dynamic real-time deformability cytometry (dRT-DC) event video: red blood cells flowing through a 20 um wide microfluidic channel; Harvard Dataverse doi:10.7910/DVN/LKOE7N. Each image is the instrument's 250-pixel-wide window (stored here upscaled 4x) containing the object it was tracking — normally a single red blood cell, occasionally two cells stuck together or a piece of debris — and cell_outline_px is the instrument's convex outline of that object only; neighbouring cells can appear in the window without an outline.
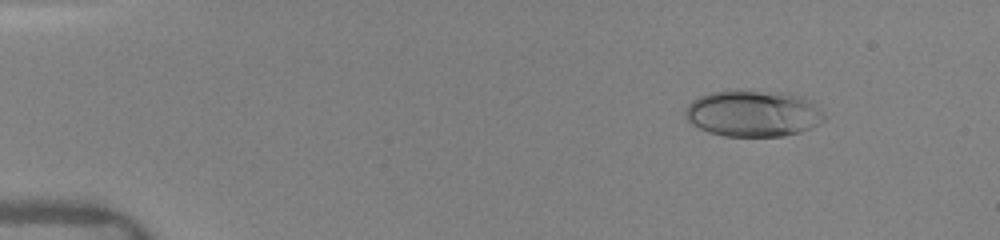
{"species": "human", "species_latin": "Homo sapiens", "temperature_condition": "warm", "stored_images_in_passage": 6, "camera_frame_rate_fps": 3000, "um_per_image_px": 0.085, "donor": {"sex": "female"}, "frame": {"image": 1, "passage_image": 2, "time_ms": 1.0, "image_size_px": [1000, 240], "cell_outline_px": [[824, 120], [800, 132], [784, 136], [724, 136], [708, 132], [692, 124], [684, 116], [684, 108], [692, 100], [700, 96], [712, 92], [736, 88], [784, 92], [800, 96], [808, 100], [824, 116]], "centroid_in_image_um": [63.93, 9.61], "position_along_channel_um": 21.1, "area_um2": 37.86}}
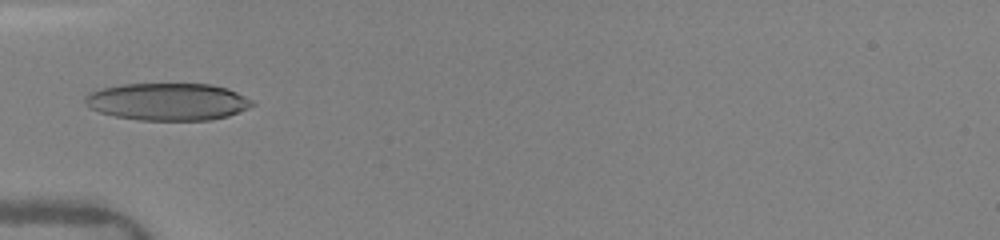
{"frame": {"image": 2, "passage_image": 5, "time_ms": 4.667, "image_size_px": [1000, 240], "cell_outline_px": [[256, 104], [248, 108], [228, 116], [212, 120], [140, 120], [116, 116], [100, 112], [92, 108], [84, 100], [84, 96], [88, 92], [100, 88], [120, 84], [212, 84], [228, 88], [252, 100]], "centroid_in_image_um": [14.26, 8.64], "position_along_channel_um": 70.7, "area_um2": 36.41}}
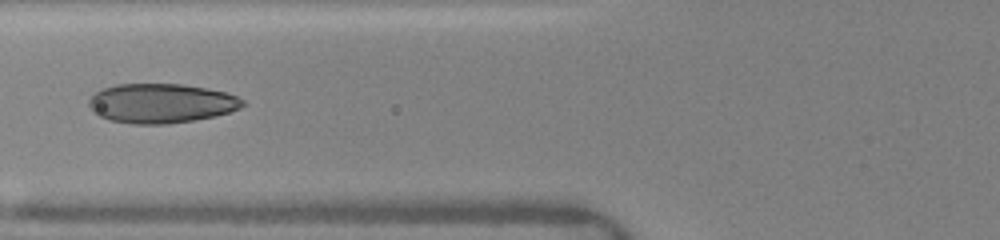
{"frame": {"image": 3, "passage_image": 6, "time_ms": 5.667, "image_size_px": [1000, 240], "cell_outline_px": [[244, 104], [240, 108], [216, 116], [168, 124], [132, 124], [108, 120], [92, 112], [88, 108], [88, 100], [96, 92], [104, 88], [116, 84], [184, 84], [224, 92], [236, 96], [244, 100]], "centroid_in_image_um": [13.65, 8.79], "position_along_channel_um": 112.1, "area_um2": 35.37}}